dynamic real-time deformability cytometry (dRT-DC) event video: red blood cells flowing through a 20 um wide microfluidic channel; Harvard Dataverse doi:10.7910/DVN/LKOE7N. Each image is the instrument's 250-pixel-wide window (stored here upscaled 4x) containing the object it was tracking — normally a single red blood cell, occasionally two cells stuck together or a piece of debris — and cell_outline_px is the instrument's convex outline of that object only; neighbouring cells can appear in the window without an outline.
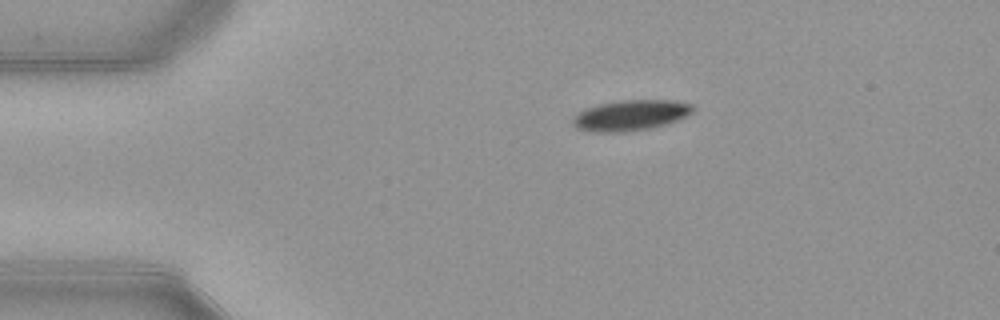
{"species": "common noctule bat (a hibernating species)", "species_latin": "Nyctalus noctula", "temperature_condition": "warm", "stored_images_in_passage": 43, "camera_frame_rate_fps": 3000, "um_per_image_px": 0.085, "animal": {"sex": "female", "body_mass_g": 21.9}, "frame": {"image": 1, "passage_image": 1, "time_ms": 0.0, "image_size_px": [1000, 320], "cell_outline_px": [[692, 112], [688, 116], [668, 124], [648, 128], [624, 132], [588, 132], [576, 128], [572, 124], [572, 120], [584, 108], [600, 104], [624, 100], [672, 100], [692, 104]], "centroid_in_image_um": [53.6, 9.81], "position_along_channel_um": 31.4, "area_um2": 21.39}}
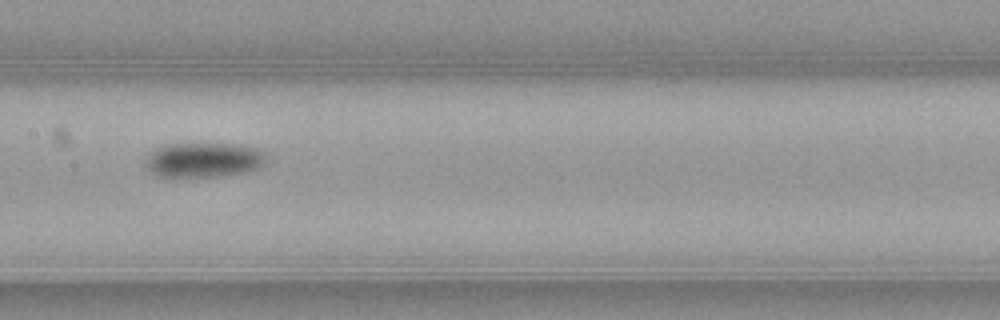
{"frame": {"image": 2, "passage_image": 17, "time_ms": 5.333, "image_size_px": [1000, 320], "cell_outline_px": [[268, 160], [264, 164], [256, 168], [244, 172], [220, 176], [172, 180], [156, 176], [144, 164], [144, 160], [156, 148], [164, 144], [240, 144], [256, 148], [264, 152], [268, 156]], "centroid_in_image_um": [17.27, 13.63], "position_along_channel_um": 190.1, "area_um2": 25.37}}
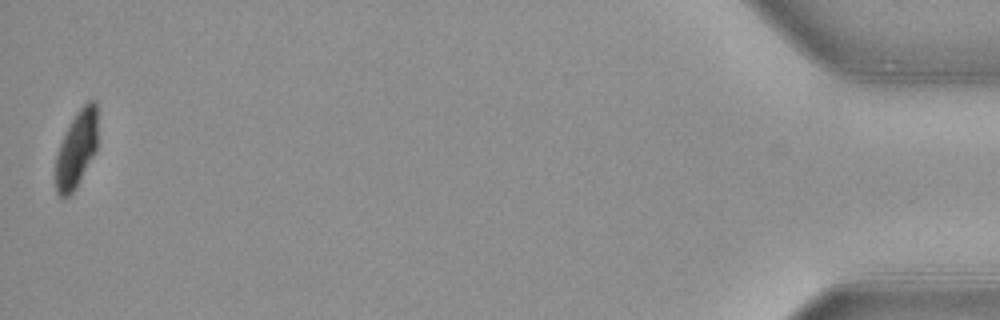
{"frame": {"image": 3, "passage_image": 43, "time_ms": 14.0, "image_size_px": [1000, 320], "cell_outline_px": [[96, 152], [76, 188], [68, 196], [60, 196], [56, 192], [56, 156], [60, 144], [76, 112], [88, 100], [96, 100]], "centroid_in_image_um": [6.51, 12.69], "position_along_channel_um": 428.7, "area_um2": 18.5}, "authors_computed_cell_mechanics": {"area_um2": 23.0622, "velocity_mm_per_s": 3.9005, "shape_relaxation_time_tau1_ms": 4.5561, "shape_relaxation_time_tau2_ms": 2.3468, "deformation_change_tau1": 0.146, "deformation_change_tau2": 0.0429}}